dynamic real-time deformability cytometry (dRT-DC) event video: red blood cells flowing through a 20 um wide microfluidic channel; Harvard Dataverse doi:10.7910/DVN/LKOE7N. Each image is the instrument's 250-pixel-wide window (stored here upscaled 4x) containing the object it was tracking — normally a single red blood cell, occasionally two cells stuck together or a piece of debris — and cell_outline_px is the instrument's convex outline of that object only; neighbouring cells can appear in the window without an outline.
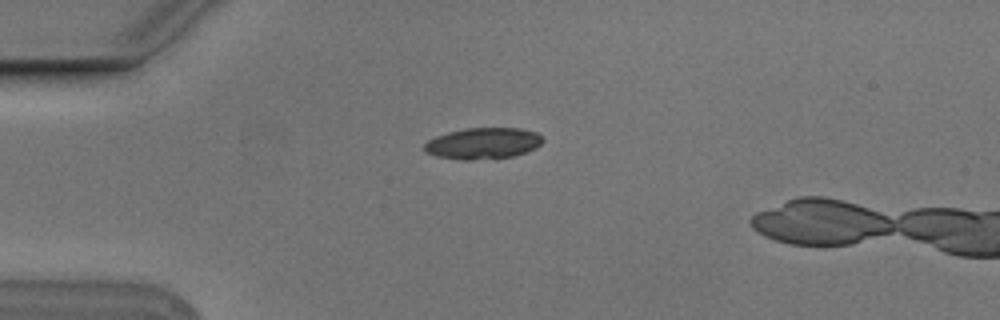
{"species": "Egyptian fruit bat (a non-hibernating species)", "species_latin": "Rousettus aegyptiacus", "temperature_condition": "cold", "stored_images_in_passage": 5, "camera_frame_rate_fps": 3000, "um_per_image_px": 0.085, "animal": {"sex": "male"}, "frame": {"image": 1, "passage_image": 1, "time_ms": 0.0, "image_size_px": [1000, 320], "cell_outline_px": [[544, 140], [536, 148], [512, 156], [468, 160], [464, 160], [436, 156], [424, 152], [424, 144], [428, 140], [436, 136], [448, 132], [464, 128], [520, 128], [536, 132]], "centroid_in_image_um": [41.03, 12.17], "position_along_channel_um": 44.0, "area_um2": 21.44}}
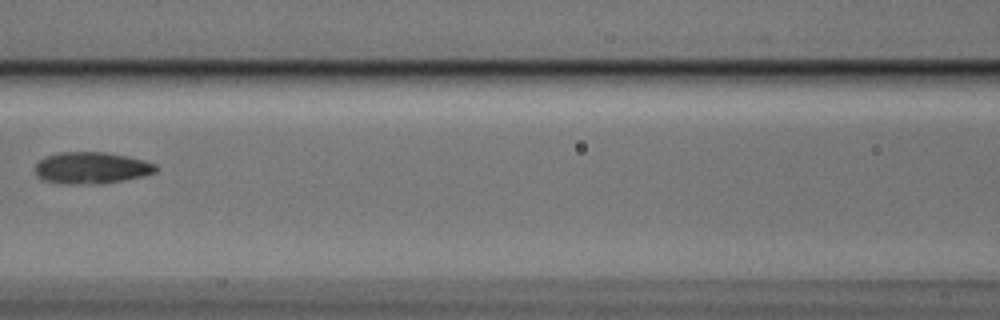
{"frame": {"image": 2, "passage_image": 4, "time_ms": 1.0, "image_size_px": [1000, 320], "cell_outline_px": [[160, 168], [156, 172], [144, 176], [104, 184], [64, 184], [44, 180], [36, 176], [36, 164], [44, 156], [60, 152], [104, 152], [144, 160], [156, 164]], "centroid_in_image_um": [7.79, 14.28], "position_along_channel_um": 158.8, "area_um2": 22.48}}
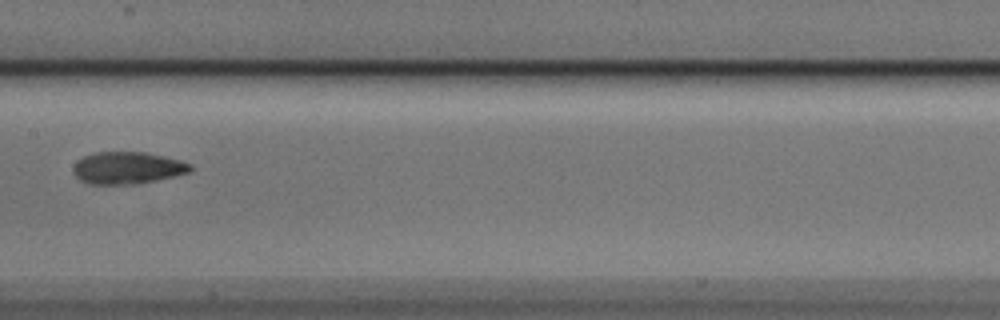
{"frame": {"image": 3, "passage_image": 5, "time_ms": 1.333, "image_size_px": [1000, 320], "cell_outline_px": [[192, 168], [188, 172], [140, 184], [88, 184], [80, 180], [72, 172], [72, 168], [76, 160], [84, 156], [96, 152], [144, 152], [180, 160], [192, 164]], "centroid_in_image_um": [10.78, 14.27], "position_along_channel_um": 196.6, "area_um2": 21.91}}